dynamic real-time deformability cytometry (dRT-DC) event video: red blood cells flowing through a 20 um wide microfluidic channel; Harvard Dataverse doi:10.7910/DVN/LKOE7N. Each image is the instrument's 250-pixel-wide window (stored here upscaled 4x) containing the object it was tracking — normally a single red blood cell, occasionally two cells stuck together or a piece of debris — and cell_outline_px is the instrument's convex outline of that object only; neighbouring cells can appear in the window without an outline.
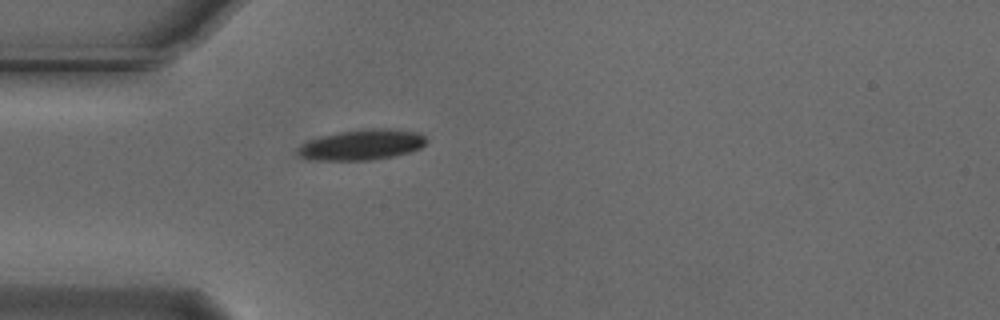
{"species": "Egyptian fruit bat (a non-hibernating species)", "species_latin": "Rousettus aegyptiacus", "temperature_condition": "cold", "stored_images_in_passage": 40, "camera_frame_rate_fps": 3000, "um_per_image_px": 0.085, "animal": {"sex": "male"}, "frame": {"image": 1, "passage_image": 1, "time_ms": 0.0, "image_size_px": [1000, 320], "cell_outline_px": [[428, 140], [420, 148], [408, 152], [392, 156], [372, 160], [308, 160], [300, 156], [296, 152], [296, 148], [300, 144], [308, 140], [320, 136], [360, 128], [392, 128], [420, 132]], "centroid_in_image_um": [30.73, 12.29], "position_along_channel_um": 54.3, "area_um2": 23.24}}
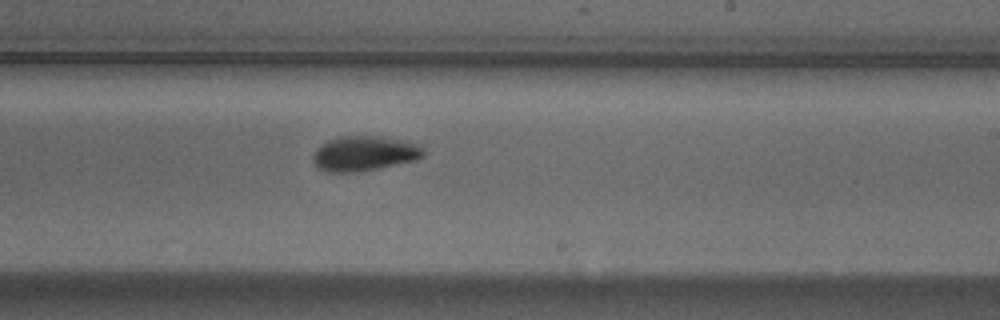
{"frame": {"image": 2, "passage_image": 18, "time_ms": 5.667, "image_size_px": [1000, 320], "cell_outline_px": [[424, 156], [416, 160], [356, 172], [328, 172], [316, 168], [312, 160], [312, 156], [316, 148], [320, 144], [328, 140], [340, 136], [380, 136], [404, 140], [420, 144], [424, 148]], "centroid_in_image_um": [30.95, 13.03], "position_along_channel_um": 258.1, "area_um2": 22.72}}
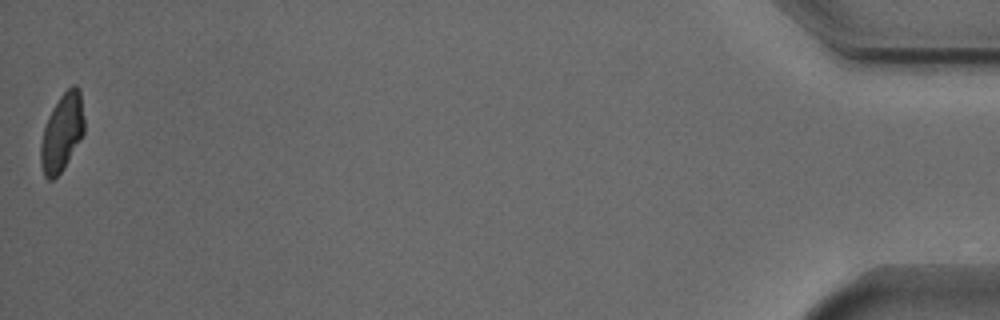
{"frame": {"image": 3, "passage_image": 40, "time_ms": 13.0, "image_size_px": [1000, 320], "cell_outline_px": [[84, 132], [64, 168], [52, 180], [48, 180], [44, 176], [40, 164], [40, 144], [44, 128], [48, 116], [52, 108], [60, 96], [72, 84], [76, 84], [80, 92], [84, 120]], "centroid_in_image_um": [5.25, 11.26], "position_along_channel_um": 429.9, "area_um2": 19.59}, "authors_computed_cell_mechanics": {"area_um2": 21.4727, "velocity_mm_per_s": 3.7234, "shape_relaxation_time_tau1_ms": 3.4953, "shape_relaxation_time_tau2_ms": 6.5757, "deformation_change_tau1": 0.1372, "deformation_change_tau2": 0.1046}}